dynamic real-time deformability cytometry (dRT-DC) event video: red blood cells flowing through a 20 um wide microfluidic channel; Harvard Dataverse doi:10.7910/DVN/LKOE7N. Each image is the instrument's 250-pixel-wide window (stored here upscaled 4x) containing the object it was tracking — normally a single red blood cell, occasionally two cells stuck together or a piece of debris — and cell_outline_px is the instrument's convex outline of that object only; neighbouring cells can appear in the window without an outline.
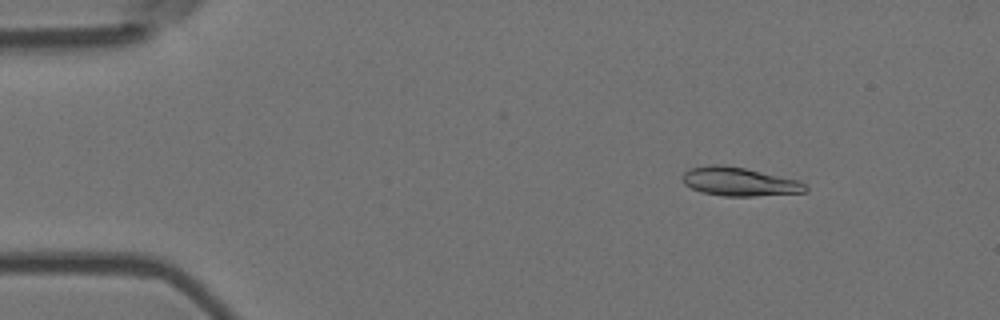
{"species": "Egyptian fruit bat (a non-hibernating species)", "species_latin": "Rousettus aegyptiacus", "temperature_condition": "room temperature", "stored_images_in_passage": 52, "camera_frame_rate_fps": 3000, "um_per_image_px": 0.085, "animal": {"sex": "female"}, "frame": {"image": 1, "passage_image": 4, "time_ms": 1.0, "image_size_px": [1000, 320], "cell_outline_px": [[808, 192], [752, 196], [724, 196], [700, 192], [684, 184], [680, 180], [684, 172], [688, 168], [712, 164], [724, 164], [744, 168], [800, 180], [808, 184]], "centroid_in_image_um": [62.84, 15.43], "position_along_channel_um": 22.2, "area_um2": 20.87}}
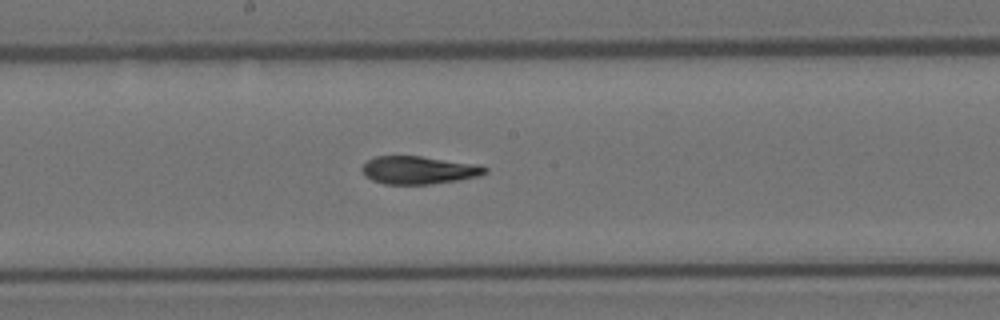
{"frame": {"image": 2, "passage_image": 26, "time_ms": 8.333, "image_size_px": [1000, 320], "cell_outline_px": [[488, 172], [480, 176], [460, 180], [428, 184], [384, 184], [372, 180], [364, 176], [360, 168], [368, 160], [376, 156], [420, 156], [480, 164], [488, 168]], "centroid_in_image_um": [35.62, 14.46], "position_along_channel_um": 212.6, "area_um2": 20.23}}
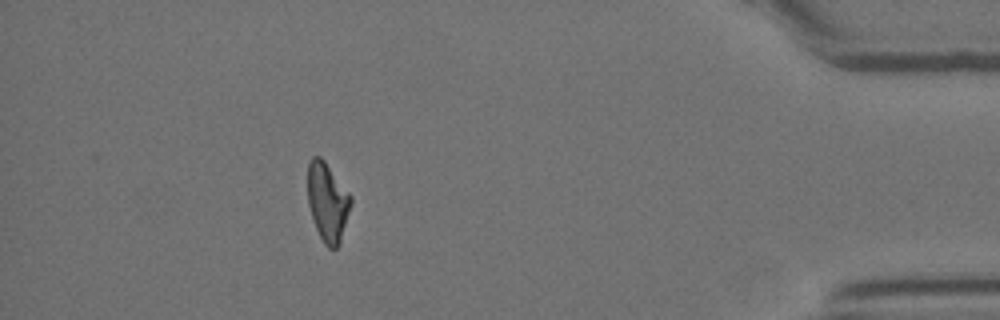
{"frame": {"image": 3, "passage_image": 46, "time_ms": 15.0, "image_size_px": [1000, 320], "cell_outline_px": [[352, 204], [340, 244], [336, 248], [328, 248], [324, 244], [316, 228], [308, 204], [308, 164], [312, 156], [320, 156], [324, 160], [352, 196]], "centroid_in_image_um": [27.86, 17.17], "position_along_channel_um": 407.3, "area_um2": 19.88}, "authors_computed_cell_mechanics": {"area_um2": 20.4612, "velocity_mm_per_s": 3.6976, "shape_relaxation_time_tau1_ms": 7.3593, "shape_relaxation_time_tau2_ms": 2.9916, "deformation_change_tau1": 0.2283, "deformation_change_tau2": 0.0981}}